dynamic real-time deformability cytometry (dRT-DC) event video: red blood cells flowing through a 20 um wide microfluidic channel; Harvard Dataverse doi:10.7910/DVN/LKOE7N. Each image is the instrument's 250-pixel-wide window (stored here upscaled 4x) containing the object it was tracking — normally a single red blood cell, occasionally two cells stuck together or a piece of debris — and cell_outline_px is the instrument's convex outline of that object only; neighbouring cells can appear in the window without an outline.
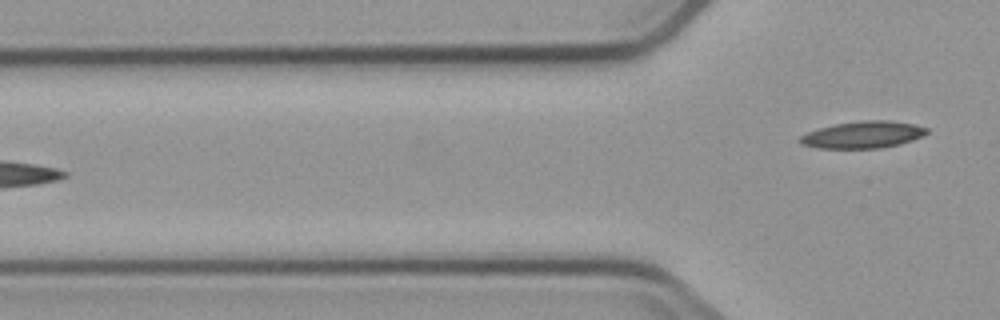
{"species": "common noctule bat (a hibernating species)", "species_latin": "Nyctalus noctula", "temperature_condition": "cold", "stored_images_in_passage": 5, "camera_frame_rate_fps": 3000, "um_per_image_px": 0.085, "animal": {"sex": "male", "body_mass_g": 23.1, "forearm_length_mm": 52.7}, "frame": {"image": 1, "passage_image": 5, "time_ms": 5.667, "image_size_px": [1000, 320], "cell_outline_px": [[928, 132], [924, 136], [900, 144], [880, 148], [820, 148], [800, 144], [796, 140], [800, 136], [808, 132], [820, 128], [836, 124], [860, 120], [888, 120], [916, 124], [928, 128]], "centroid_in_image_um": [73.37, 11.45], "position_along_channel_um": 52.4, "area_um2": 20.0}}